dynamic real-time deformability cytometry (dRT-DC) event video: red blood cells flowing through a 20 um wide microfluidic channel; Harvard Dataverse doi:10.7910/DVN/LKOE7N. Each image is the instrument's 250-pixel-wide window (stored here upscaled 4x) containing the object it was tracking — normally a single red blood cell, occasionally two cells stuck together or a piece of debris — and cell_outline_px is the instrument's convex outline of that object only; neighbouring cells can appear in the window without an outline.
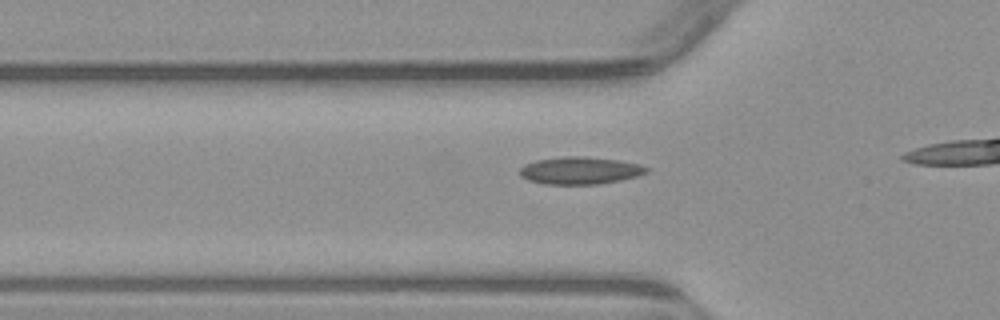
{"species": "common noctule bat (a hibernating species)", "species_latin": "Nyctalus noctula", "temperature_condition": "warm", "stored_images_in_passage": 6, "segment_of_instrument_passage": [2, 2], "camera_frame_rate_fps": 3000, "um_per_image_px": 0.085, "animal": {"sex": "male", "body_mass_g": 23.1, "forearm_length_mm": 52.7}, "frame": {"image": 1, "passage_image": 6, "time_ms": 6.0, "image_size_px": [1000, 320], "cell_outline_px": [[648, 172], [636, 176], [620, 180], [596, 184], [544, 184], [528, 180], [520, 176], [520, 168], [524, 164], [536, 160], [564, 156], [584, 156], [620, 160], [640, 164], [648, 168]], "centroid_in_image_um": [49.28, 14.48], "position_along_channel_um": 76.5, "area_um2": 20.23}}